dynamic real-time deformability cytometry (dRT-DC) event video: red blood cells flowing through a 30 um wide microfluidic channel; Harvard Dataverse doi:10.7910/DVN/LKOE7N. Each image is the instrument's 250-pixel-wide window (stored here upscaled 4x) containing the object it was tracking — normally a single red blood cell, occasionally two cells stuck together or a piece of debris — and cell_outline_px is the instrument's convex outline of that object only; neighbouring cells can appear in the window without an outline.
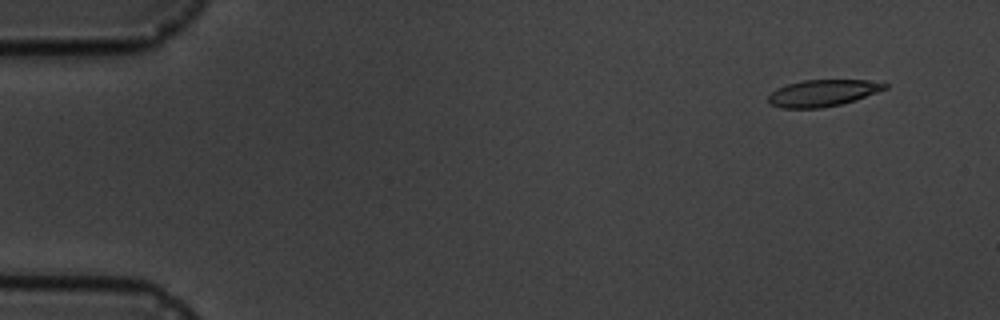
{"species": "common noctule bat (a hibernating species)", "species_latin": "Nyctalus noctula", "temperature_condition": "cold", "stored_images_in_passage": 4, "camera_frame_rate_fps": 3000, "um_per_image_px": 0.085, "animal": {"sex": "male", "body_mass_g": 19.5, "forearm_length_mm": 54.6}, "frame": {"image": 1, "passage_image": 1, "time_ms": 0.0, "image_size_px": [1000, 320], "cell_outline_px": [[888, 88], [856, 100], [840, 104], [820, 108], [780, 108], [772, 104], [768, 100], [768, 96], [776, 88], [788, 84], [804, 80], [864, 80], [888, 84]], "centroid_in_image_um": [69.93, 7.91], "position_along_channel_um": 15.1, "area_um2": 17.98}}
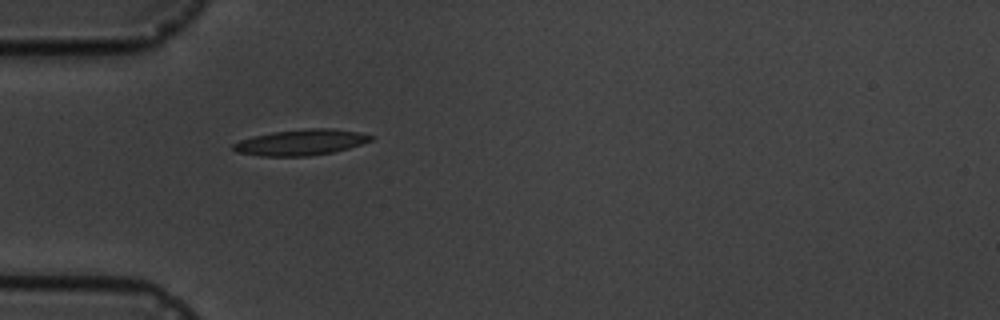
{"frame": {"image": 2, "passage_image": 4, "time_ms": 4.333, "image_size_px": [1000, 320], "cell_outline_px": [[372, 140], [348, 148], [332, 152], [308, 156], [260, 156], [236, 152], [232, 148], [232, 144], [240, 140], [252, 136], [272, 132], [308, 128], [332, 128], [356, 132], [372, 136]], "centroid_in_image_um": [25.51, 12.1], "position_along_channel_um": 59.5, "area_um2": 20.58}}